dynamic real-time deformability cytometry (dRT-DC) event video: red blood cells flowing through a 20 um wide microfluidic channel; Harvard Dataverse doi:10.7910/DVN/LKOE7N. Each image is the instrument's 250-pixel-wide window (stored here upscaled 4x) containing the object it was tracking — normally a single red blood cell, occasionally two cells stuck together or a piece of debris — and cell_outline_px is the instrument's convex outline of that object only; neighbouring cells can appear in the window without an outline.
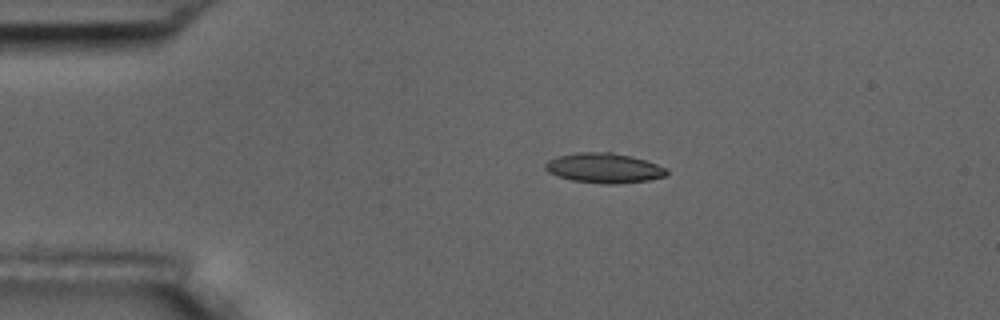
{"species": "common noctule bat (a hibernating species)", "species_latin": "Nyctalus noctula", "temperature_condition": "room temperature", "stored_images_in_passage": 8, "camera_frame_rate_fps": 3000, "um_per_image_px": 0.085, "animal": {"sex": "male", "body_mass_g": 17.5, "forearm_length_mm": 52.3}, "frame": {"image": 1, "passage_image": 3, "time_ms": 0.667, "image_size_px": [1000, 320], "cell_outline_px": [[668, 172], [664, 176], [648, 180], [616, 184], [604, 184], [572, 180], [556, 176], [548, 172], [544, 168], [544, 164], [548, 160], [556, 156], [576, 152], [612, 152], [632, 156], [668, 168]], "centroid_in_image_um": [51.3, 14.27], "position_along_channel_um": 33.7, "area_um2": 21.27}}
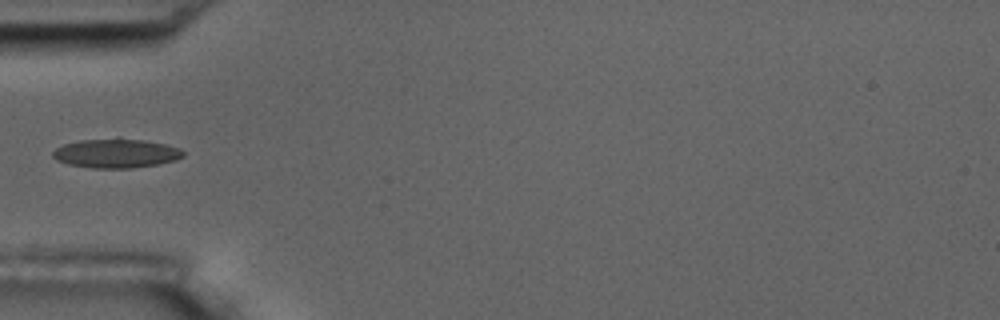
{"frame": {"image": 2, "passage_image": 5, "time_ms": 1.333, "image_size_px": [1000, 320], "cell_outline_px": [[184, 156], [176, 160], [160, 164], [132, 168], [92, 168], [68, 164], [56, 160], [52, 156], [52, 152], [56, 148], [64, 144], [80, 140], [116, 136], [120, 136], [144, 140], [164, 144], [180, 148], [184, 152]], "centroid_in_image_um": [9.87, 13.01], "position_along_channel_um": 75.1, "area_um2": 22.72}}
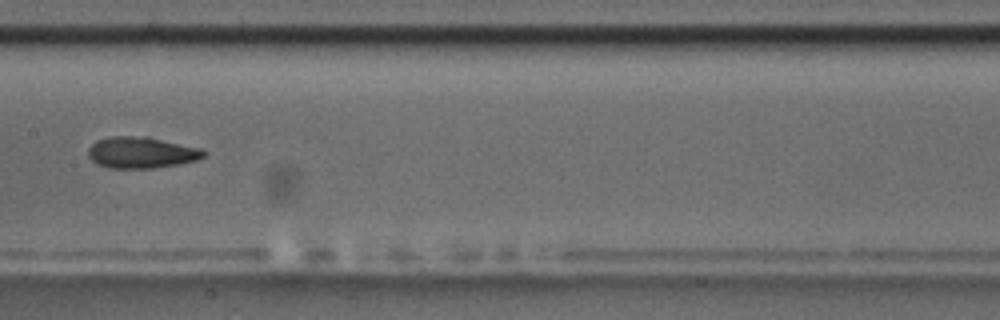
{"frame": {"image": 3, "passage_image": 8, "time_ms": 2.333, "image_size_px": [1000, 320], "cell_outline_px": [[208, 152], [204, 156], [196, 160], [180, 164], [152, 168], [108, 168], [96, 164], [88, 156], [88, 148], [96, 140], [112, 136], [148, 136], [200, 148]], "centroid_in_image_um": [12.01, 12.96], "position_along_channel_um": 195.4, "area_um2": 21.27}}